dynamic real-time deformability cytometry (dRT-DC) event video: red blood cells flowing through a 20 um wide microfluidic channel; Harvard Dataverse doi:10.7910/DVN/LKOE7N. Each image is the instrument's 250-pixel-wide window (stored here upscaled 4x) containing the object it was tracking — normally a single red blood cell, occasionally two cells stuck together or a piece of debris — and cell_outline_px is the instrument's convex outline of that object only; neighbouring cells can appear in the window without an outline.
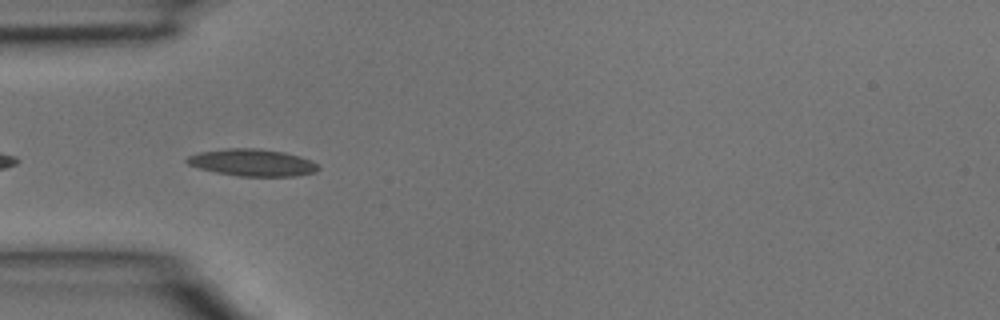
{"species": "common noctule bat (a hibernating species)", "species_latin": "Nyctalus noctula", "temperature_condition": "room temperature", "stored_images_in_passage": 3, "camera_frame_rate_fps": 3000, "um_per_image_px": 0.085, "animal": {"sex": "male", "body_mass_g": 15.6}, "frame": {"image": 1, "passage_image": 3, "time_ms": 0.667, "image_size_px": [1000, 320], "cell_outline_px": [[320, 168], [316, 172], [296, 176], [240, 176], [216, 172], [200, 168], [188, 164], [184, 160], [188, 156], [196, 152], [228, 148], [260, 148], [284, 152], [300, 156], [312, 160]], "centroid_in_image_um": [21.45, 13.81], "position_along_channel_um": 63.5, "area_um2": 20.81}}